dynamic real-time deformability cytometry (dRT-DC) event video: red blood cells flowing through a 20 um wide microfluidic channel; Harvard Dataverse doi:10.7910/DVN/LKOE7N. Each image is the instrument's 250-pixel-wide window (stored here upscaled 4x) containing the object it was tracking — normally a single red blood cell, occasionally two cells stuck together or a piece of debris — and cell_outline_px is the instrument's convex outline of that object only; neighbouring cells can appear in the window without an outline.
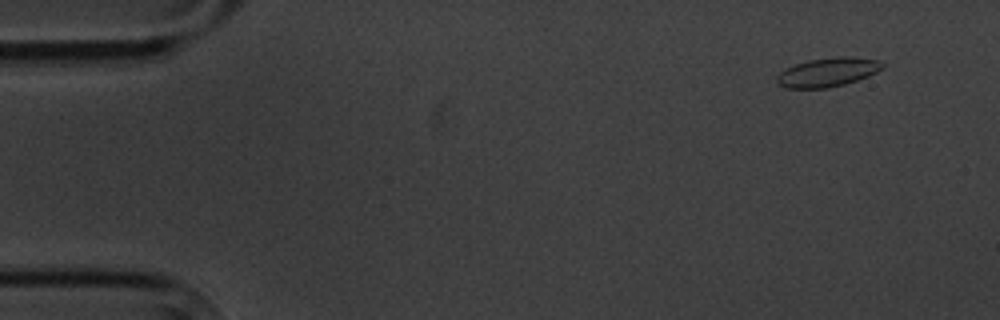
{"species": "common noctule bat (a hibernating species)", "species_latin": "Nyctalus noctula", "temperature_condition": "cold", "stored_images_in_passage": 5, "camera_frame_rate_fps": 3000, "um_per_image_px": 0.085, "animal": {"sex": "male", "body_mass_g": 20.1, "forearm_length_mm": 53.5}, "frame": {"image": 1, "passage_image": 2, "time_ms": 1.0, "image_size_px": [1000, 320], "cell_outline_px": [[884, 64], [876, 72], [868, 76], [844, 84], [828, 88], [788, 88], [776, 84], [776, 76], [780, 72], [796, 64], [808, 60], [836, 56], [852, 56], [880, 60]], "centroid_in_image_um": [70.34, 6.13], "position_along_channel_um": 14.7, "area_um2": 17.8}}